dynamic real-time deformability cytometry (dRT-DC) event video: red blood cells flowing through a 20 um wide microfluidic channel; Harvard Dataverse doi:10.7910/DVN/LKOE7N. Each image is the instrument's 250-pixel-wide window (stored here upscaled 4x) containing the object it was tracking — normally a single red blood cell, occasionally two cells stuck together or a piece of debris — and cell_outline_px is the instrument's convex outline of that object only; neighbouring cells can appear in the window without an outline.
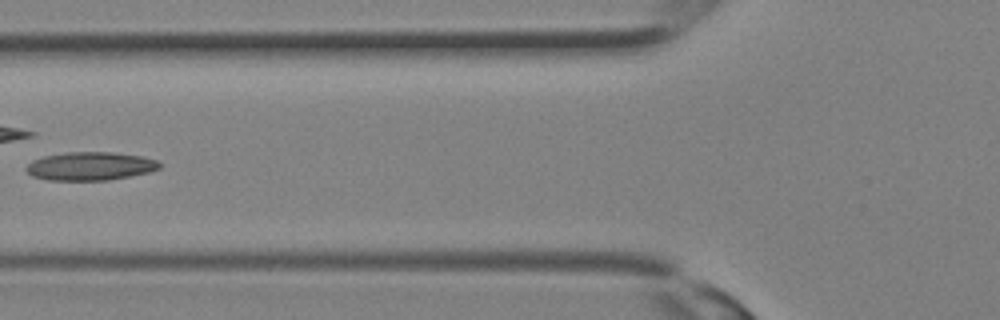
{"species": "Egyptian fruit bat (a non-hibernating species)", "species_latin": "Rousettus aegyptiacus", "temperature_condition": "room temperature", "stored_images_in_passage": 11, "camera_frame_rate_fps": 3000, "um_per_image_px": 0.085, "animal": {"sex": "female"}, "frame": {"image": 1, "passage_image": 10, "time_ms": 3.0, "image_size_px": [1000, 320], "cell_outline_px": [[160, 168], [148, 172], [108, 180], [48, 180], [32, 176], [24, 168], [32, 160], [44, 156], [64, 152], [112, 152], [144, 156], [156, 160], [160, 164]], "centroid_in_image_um": [7.65, 14.11], "position_along_channel_um": 118.2, "area_um2": 22.02}}